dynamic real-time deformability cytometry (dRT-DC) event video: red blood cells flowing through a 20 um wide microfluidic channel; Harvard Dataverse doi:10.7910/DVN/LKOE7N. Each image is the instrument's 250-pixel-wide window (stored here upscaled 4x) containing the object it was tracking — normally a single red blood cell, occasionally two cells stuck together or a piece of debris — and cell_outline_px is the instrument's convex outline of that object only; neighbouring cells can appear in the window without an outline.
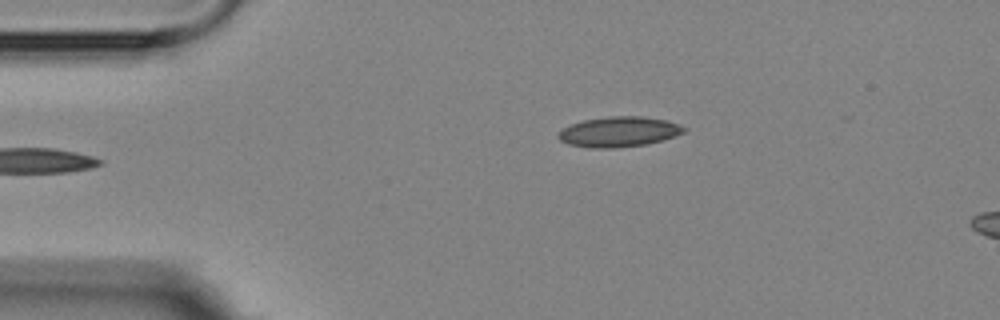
{"species": "Egyptian fruit bat (a non-hibernating species)", "species_latin": "Rousettus aegyptiacus", "temperature_condition": "room temperature", "stored_images_in_passage": 4, "camera_frame_rate_fps": 3000, "um_per_image_px": 0.085, "animal": {"sex": "female"}, "frame": {"image": 1, "passage_image": 4, "time_ms": 4.667, "image_size_px": [1000, 320], "cell_outline_px": [[688, 128], [684, 132], [676, 136], [648, 144], [612, 148], [588, 148], [568, 144], [560, 140], [556, 136], [564, 128], [572, 124], [584, 120], [612, 116], [640, 116], [668, 120], [680, 124]], "centroid_in_image_um": [52.65, 11.2], "position_along_channel_um": 32.4, "area_um2": 22.2}}